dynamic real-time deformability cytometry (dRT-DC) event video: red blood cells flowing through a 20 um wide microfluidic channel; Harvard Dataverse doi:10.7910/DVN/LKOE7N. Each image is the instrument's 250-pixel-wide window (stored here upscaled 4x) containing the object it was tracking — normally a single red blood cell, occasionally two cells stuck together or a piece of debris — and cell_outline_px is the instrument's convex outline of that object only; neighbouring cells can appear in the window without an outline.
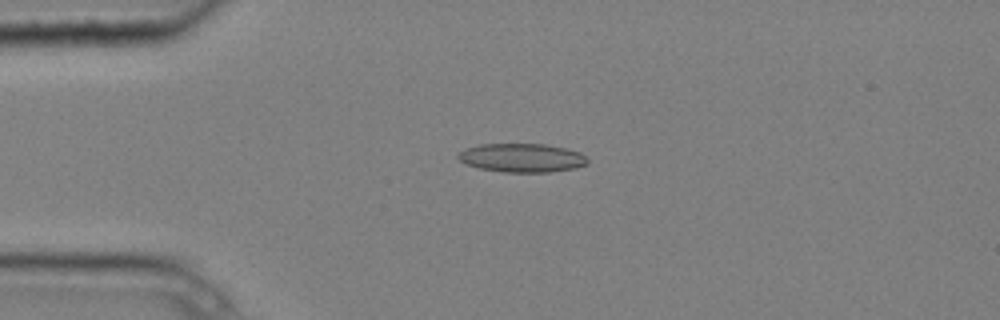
{"species": "common noctule bat (a hibernating species)", "species_latin": "Nyctalus noctula", "temperature_condition": "cold", "stored_images_in_passage": 3, "camera_frame_rate_fps": 3000, "um_per_image_px": 0.085, "animal": {"sex": "male", "body_mass_g": 20.4}, "frame": {"image": 1, "passage_image": 2, "time_ms": 0.333, "image_size_px": [1000, 320], "cell_outline_px": [[588, 164], [576, 168], [552, 172], [504, 172], [480, 168], [464, 164], [456, 156], [464, 148], [480, 144], [544, 144], [564, 148], [580, 152], [588, 160]], "centroid_in_image_um": [44.35, 13.42], "position_along_channel_um": 40.6, "area_um2": 21.73}}